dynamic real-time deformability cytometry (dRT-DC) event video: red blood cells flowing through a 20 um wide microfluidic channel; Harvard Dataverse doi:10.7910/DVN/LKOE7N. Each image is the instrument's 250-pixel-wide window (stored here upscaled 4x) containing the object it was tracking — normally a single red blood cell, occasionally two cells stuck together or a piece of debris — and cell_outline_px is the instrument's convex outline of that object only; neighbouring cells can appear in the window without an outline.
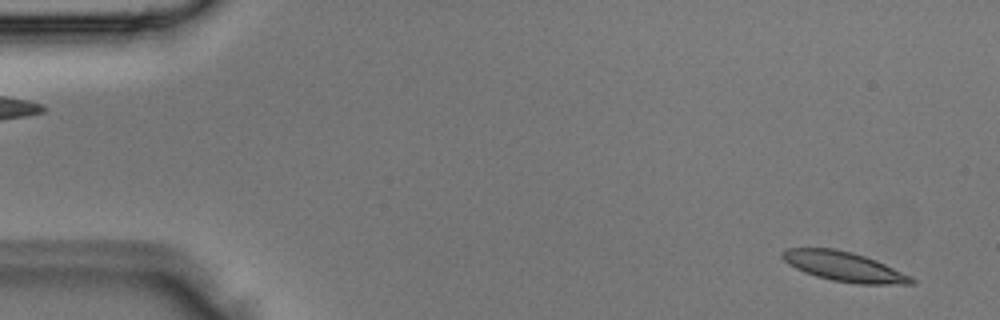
{"species": "Egyptian fruit bat (a non-hibernating species)", "species_latin": "Rousettus aegyptiacus", "temperature_condition": "room temperature", "stored_images_in_passage": 3, "segment_of_instrument_passage": [2, 2], "camera_frame_rate_fps": 3000, "um_per_image_px": 0.085, "animal": {"sex": "male"}, "frame": {"image": 1, "passage_image": 3, "time_ms": 0.667, "image_size_px": [1000, 320], "cell_outline_px": [[916, 284], [856, 284], [832, 280], [816, 276], [804, 272], [796, 268], [784, 260], [780, 256], [780, 252], [788, 248], [836, 248], [852, 252], [876, 260], [912, 276], [916, 280]], "centroid_in_image_um": [71.76, 22.66], "position_along_channel_um": 13.2, "area_um2": 22.37}}